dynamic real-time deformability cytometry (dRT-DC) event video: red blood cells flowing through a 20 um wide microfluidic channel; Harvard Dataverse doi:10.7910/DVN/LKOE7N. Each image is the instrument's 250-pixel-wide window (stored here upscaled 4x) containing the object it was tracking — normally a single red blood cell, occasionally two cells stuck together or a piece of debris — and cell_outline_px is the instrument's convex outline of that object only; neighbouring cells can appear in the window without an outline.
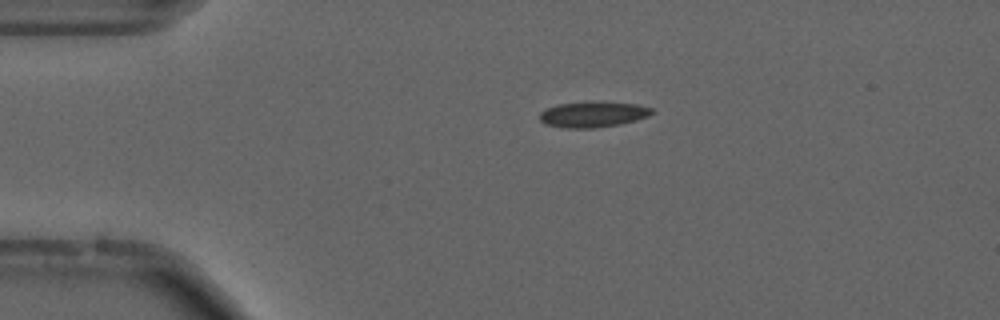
{"species": "common noctule bat (a hibernating species)", "species_latin": "Nyctalus noctula", "temperature_condition": "cold", "stored_images_in_passage": 44, "camera_frame_rate_fps": 3000, "um_per_image_px": 0.085, "animal": {"sex": "male", "forearm_length_mm": 52.5}, "frame": {"image": 1, "passage_image": 1, "time_ms": 0.0, "image_size_px": [1000, 320], "cell_outline_px": [[652, 112], [648, 116], [636, 120], [620, 124], [592, 128], [568, 128], [544, 124], [540, 120], [540, 112], [556, 104], [588, 100], [604, 100], [636, 104], [652, 108]], "centroid_in_image_um": [50.39, 9.68], "position_along_channel_um": 34.6, "area_um2": 17.22}, "authors_computed_cell_mechanics": {"area_um2": 15.7216, "velocity_mm_per_s": 3.7117, "shape_relaxation_time_tau1_ms": null, "shape_relaxation_time_tau2_ms": 6.0086, "deformation_change_tau1": null, "deformation_change_tau2": 0.1076}}